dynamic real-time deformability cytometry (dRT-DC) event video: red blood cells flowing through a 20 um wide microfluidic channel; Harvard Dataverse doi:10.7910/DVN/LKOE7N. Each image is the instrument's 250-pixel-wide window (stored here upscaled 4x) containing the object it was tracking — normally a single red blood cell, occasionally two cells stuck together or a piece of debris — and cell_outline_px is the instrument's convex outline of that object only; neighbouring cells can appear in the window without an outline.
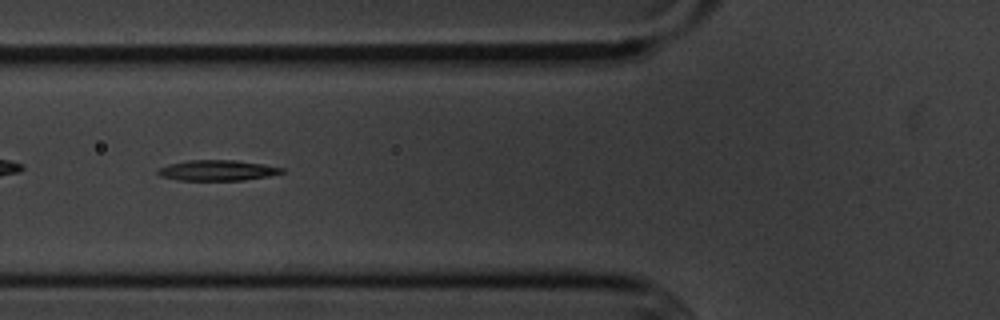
{"species": "common noctule bat (a hibernating species)", "species_latin": "Nyctalus noctula", "temperature_condition": "cold", "stored_images_in_passage": 7, "camera_frame_rate_fps": 3000, "um_per_image_px": 0.085, "animal": {"sex": "male", "body_mass_g": 20.1, "forearm_length_mm": 53.5}, "frame": {"image": 1, "passage_image": 6, "time_ms": 6.0, "image_size_px": [1000, 320], "cell_outline_px": [[284, 172], [268, 176], [244, 180], [180, 180], [160, 176], [156, 172], [156, 168], [168, 164], [188, 160], [236, 160], [264, 164], [284, 168]], "centroid_in_image_um": [18.44, 14.47], "position_along_channel_um": 107.4, "area_um2": 14.91}}
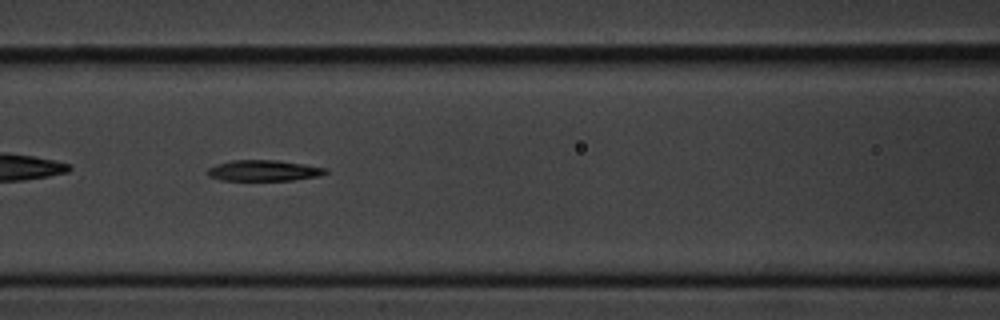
{"frame": {"image": 2, "passage_image": 7, "time_ms": 7.0, "image_size_px": [1000, 320], "cell_outline_px": [[328, 172], [316, 176], [292, 180], [220, 180], [208, 176], [208, 168], [216, 164], [232, 160], [276, 160], [328, 168]], "centroid_in_image_um": [22.38, 14.49], "position_along_channel_um": 144.2, "area_um2": 14.22}}